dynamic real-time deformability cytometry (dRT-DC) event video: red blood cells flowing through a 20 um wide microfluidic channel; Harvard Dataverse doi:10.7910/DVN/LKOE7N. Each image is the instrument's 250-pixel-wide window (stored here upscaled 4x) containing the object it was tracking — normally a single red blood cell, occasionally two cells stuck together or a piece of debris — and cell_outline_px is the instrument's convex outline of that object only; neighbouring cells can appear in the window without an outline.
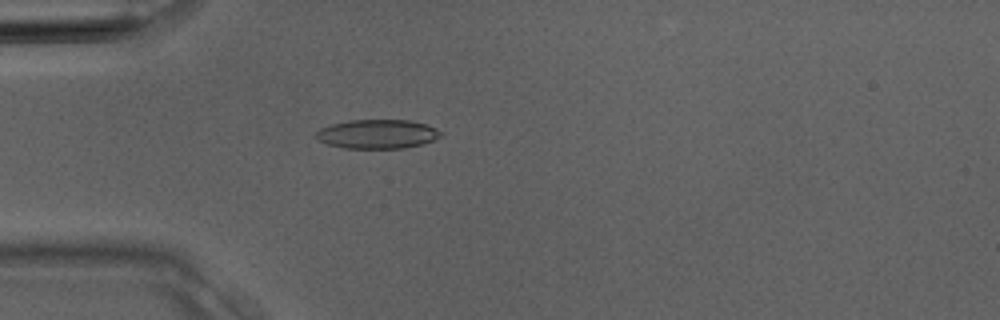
{"species": "Egyptian fruit bat (a non-hibernating species)", "species_latin": "Rousettus aegyptiacus", "temperature_condition": "room temperature", "stored_images_in_passage": 4, "camera_frame_rate_fps": 3000, "um_per_image_px": 0.085, "animal": {"sex": "male"}, "frame": {"image": 1, "passage_image": 4, "time_ms": 1.0, "image_size_px": [1000, 320], "cell_outline_px": [[444, 132], [440, 136], [432, 140], [420, 144], [404, 148], [344, 148], [324, 144], [316, 140], [312, 136], [320, 128], [332, 124], [348, 120], [408, 120], [424, 124], [436, 128]], "centroid_in_image_um": [32.0, 11.39], "position_along_channel_um": 53.0, "area_um2": 21.27}}